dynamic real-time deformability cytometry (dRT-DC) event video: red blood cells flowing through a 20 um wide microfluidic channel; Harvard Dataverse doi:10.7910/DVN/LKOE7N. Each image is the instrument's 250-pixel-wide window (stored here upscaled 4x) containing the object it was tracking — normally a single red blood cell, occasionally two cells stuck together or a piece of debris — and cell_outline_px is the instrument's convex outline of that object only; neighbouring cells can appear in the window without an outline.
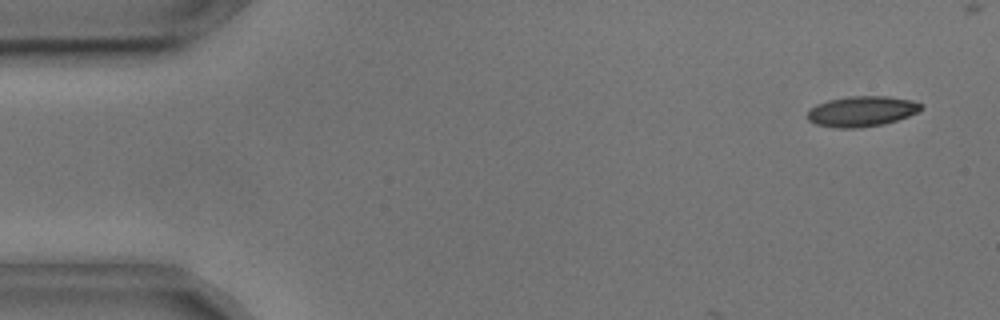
{"species": "common noctule bat (a hibernating species)", "species_latin": "Nyctalus noctula", "temperature_condition": "cold", "stored_images_in_passage": 10, "camera_frame_rate_fps": 3000, "um_per_image_px": 0.085, "animal": {"sex": "male", "body_mass_g": 17.9, "forearm_length_mm": 54.2}, "frame": {"image": 1, "passage_image": 2, "time_ms": 0.333, "image_size_px": [1000, 320], "cell_outline_px": [[924, 108], [908, 116], [884, 124], [860, 128], [832, 128], [816, 124], [808, 120], [808, 108], [816, 104], [828, 100], [848, 96], [888, 96], [912, 100], [924, 104]], "centroid_in_image_um": [73.24, 9.46], "position_along_channel_um": 11.8, "area_um2": 20.4}}